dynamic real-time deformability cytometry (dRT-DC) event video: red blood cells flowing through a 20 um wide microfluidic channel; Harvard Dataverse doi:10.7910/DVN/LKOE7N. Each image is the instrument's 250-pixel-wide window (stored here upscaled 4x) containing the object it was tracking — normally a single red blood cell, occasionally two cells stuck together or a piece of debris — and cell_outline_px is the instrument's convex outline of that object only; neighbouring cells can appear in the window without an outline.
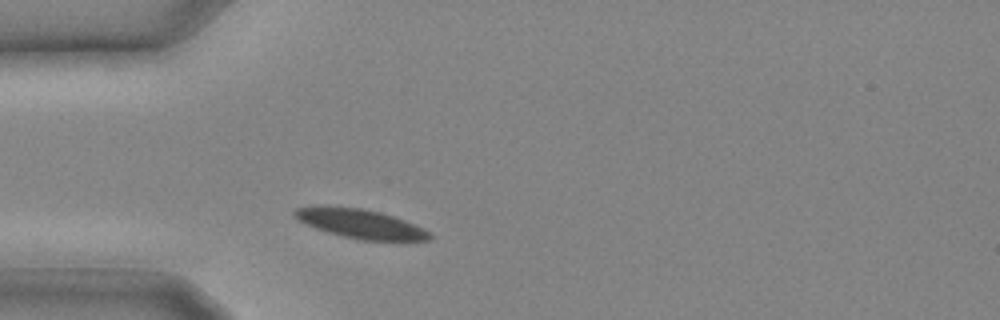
{"species": "common noctule bat (a hibernating species)", "species_latin": "Nyctalus noctula", "temperature_condition": "cold", "stored_images_in_passage": 16, "camera_frame_rate_fps": 3000, "um_per_image_px": 0.085, "animal": {"sex": "male", "body_mass_g": 20.4}, "frame": {"image": 1, "passage_image": 3, "time_ms": 0.667, "image_size_px": [1000, 320], "cell_outline_px": [[432, 240], [360, 240], [328, 232], [316, 228], [292, 216], [292, 212], [296, 208], [316, 204], [364, 208], [380, 212], [404, 220], [424, 228], [432, 236]], "centroid_in_image_um": [30.58, 18.98], "position_along_channel_um": 54.4, "area_um2": 23.06}}
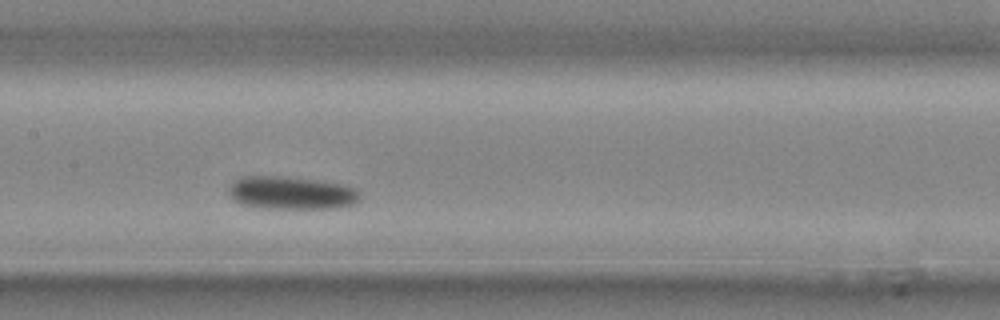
{"frame": {"image": 2, "passage_image": 9, "time_ms": 2.667, "image_size_px": [1000, 320], "cell_outline_px": [[360, 200], [356, 204], [340, 208], [264, 208], [240, 204], [228, 192], [228, 188], [240, 176], [280, 176], [316, 180], [344, 184], [356, 188], [360, 192]], "centroid_in_image_um": [24.83, 16.4], "position_along_channel_um": 182.6, "area_um2": 25.37}}
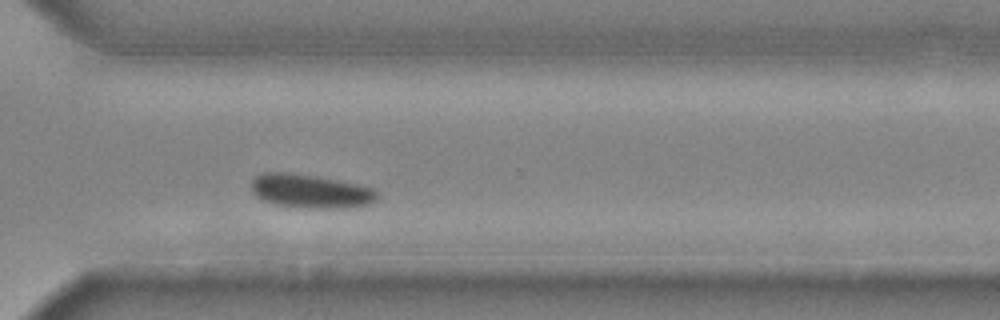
{"frame": {"image": 3, "passage_image": 16, "time_ms": 5.0, "image_size_px": [1000, 320], "cell_outline_px": [[380, 196], [376, 200], [368, 204], [344, 208], [300, 208], [276, 204], [264, 200], [256, 196], [252, 192], [252, 180], [256, 176], [264, 172], [284, 172], [316, 176], [360, 184], [372, 188], [380, 192]], "centroid_in_image_um": [26.43, 16.25], "position_along_channel_um": 344.2, "area_um2": 24.91}}